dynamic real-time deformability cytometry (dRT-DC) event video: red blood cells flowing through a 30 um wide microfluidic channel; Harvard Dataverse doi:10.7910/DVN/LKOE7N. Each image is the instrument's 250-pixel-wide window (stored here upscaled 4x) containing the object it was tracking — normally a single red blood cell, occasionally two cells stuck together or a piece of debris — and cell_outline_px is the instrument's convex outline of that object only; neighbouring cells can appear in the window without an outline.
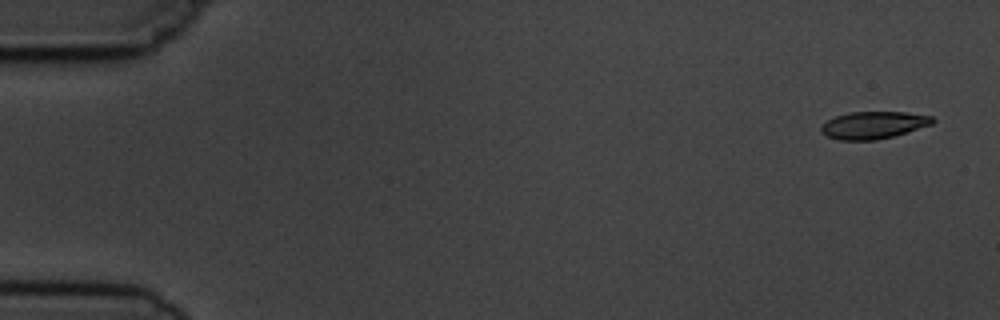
{"species": "common noctule bat (a hibernating species)", "species_latin": "Nyctalus noctula", "temperature_condition": "cold", "stored_images_in_passage": 5, "camera_frame_rate_fps": 3000, "um_per_image_px": 0.085, "animal": {"sex": "male", "body_mass_g": 19.5, "forearm_length_mm": 54.6}, "frame": {"image": 1, "passage_image": 1, "time_ms": 0.0, "image_size_px": [1000, 320], "cell_outline_px": [[936, 120], [932, 124], [892, 136], [876, 140], [840, 140], [828, 136], [820, 132], [820, 128], [828, 120], [836, 116], [848, 112], [904, 112], [932, 116]], "centroid_in_image_um": [74.23, 10.63], "position_along_channel_um": 10.8, "area_um2": 17.51}}
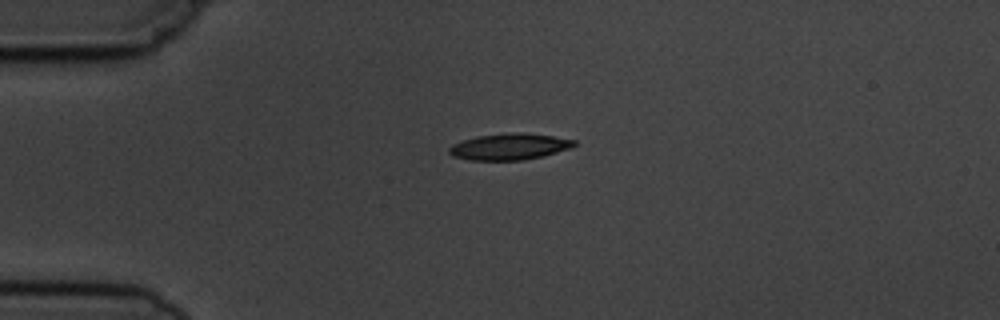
{"frame": {"image": 2, "passage_image": 4, "time_ms": 3.667, "image_size_px": [1000, 320], "cell_outline_px": [[576, 144], [572, 148], [544, 156], [524, 160], [468, 160], [452, 156], [448, 152], [448, 148], [452, 144], [476, 136], [508, 132], [520, 132], [552, 136], [576, 140]], "centroid_in_image_um": [43.3, 12.46], "position_along_channel_um": 41.7, "area_um2": 19.42}}